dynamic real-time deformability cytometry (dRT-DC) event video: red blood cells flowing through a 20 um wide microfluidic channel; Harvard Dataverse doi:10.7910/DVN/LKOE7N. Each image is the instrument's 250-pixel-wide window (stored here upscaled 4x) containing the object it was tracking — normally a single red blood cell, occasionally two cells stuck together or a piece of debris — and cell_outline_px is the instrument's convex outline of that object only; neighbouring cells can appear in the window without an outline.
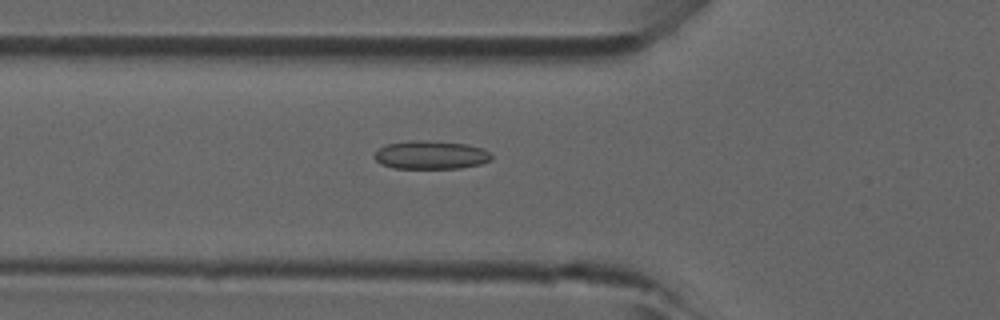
{"species": "common noctule bat (a hibernating species)", "species_latin": "Nyctalus noctula", "temperature_condition": "room temperature", "stored_images_in_passage": 36, "camera_frame_rate_fps": 3000, "um_per_image_px": 0.085, "animal": {"sex": "male", "forearm_length_mm": 52.5}, "frame": {"image": 1, "passage_image": 6, "time_ms": 1.667, "image_size_px": [1000, 320], "cell_outline_px": [[492, 160], [480, 164], [460, 168], [392, 168], [380, 164], [372, 156], [384, 144], [408, 140], [424, 140], [468, 144], [484, 148], [492, 156]], "centroid_in_image_um": [36.6, 13.16], "position_along_channel_um": 89.2, "area_um2": 19.59}}